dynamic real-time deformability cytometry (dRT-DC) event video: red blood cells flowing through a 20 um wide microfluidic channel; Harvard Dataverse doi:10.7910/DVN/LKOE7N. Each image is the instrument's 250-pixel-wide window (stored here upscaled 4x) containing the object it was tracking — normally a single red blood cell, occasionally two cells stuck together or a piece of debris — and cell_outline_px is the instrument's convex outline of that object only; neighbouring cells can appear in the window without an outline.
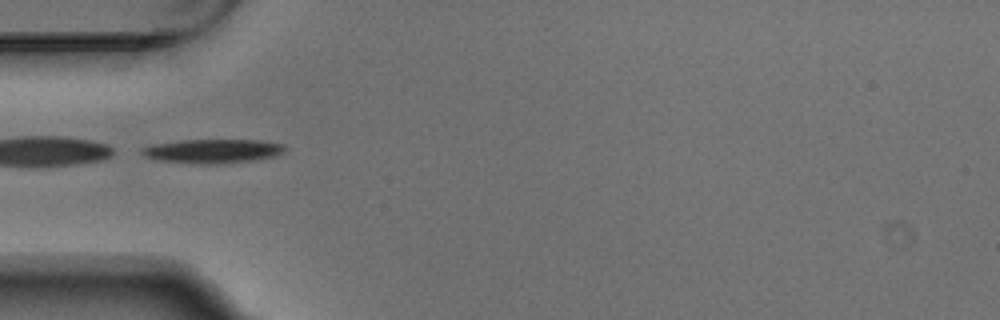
{"species": "Egyptian fruit bat (a non-hibernating species)", "species_latin": "Rousettus aegyptiacus", "temperature_condition": "warm", "stored_images_in_passage": 3, "segment_of_instrument_passage": [2, 2], "camera_frame_rate_fps": 3000, "um_per_image_px": 0.085, "animal": {"sex": "male"}, "frame": {"image": 1, "passage_image": 2, "time_ms": 0.333, "image_size_px": [1000, 320], "cell_outline_px": [[288, 148], [284, 152], [276, 156], [252, 160], [224, 164], [196, 164], [156, 160], [144, 156], [140, 152], [140, 148], [152, 144], [180, 140], [260, 140], [284, 144]], "centroid_in_image_um": [18.07, 12.84], "position_along_channel_um": 66.9, "area_um2": 20.4}}
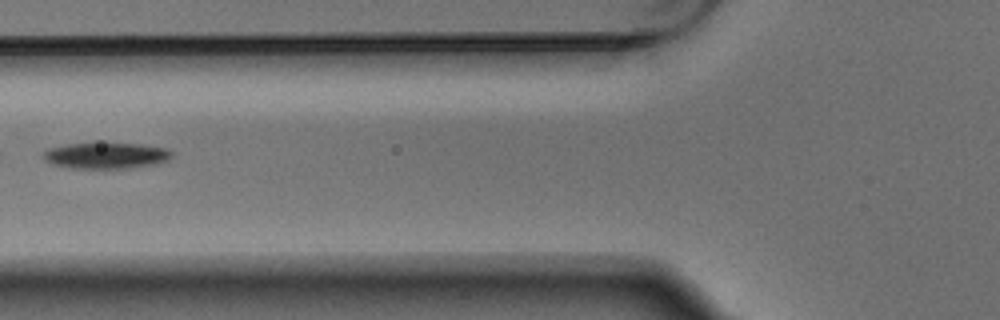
{"frame": {"image": 2, "passage_image": 3, "time_ms": 0.667, "image_size_px": [1000, 320], "cell_outline_px": [[172, 156], [168, 160], [152, 164], [128, 168], [68, 168], [52, 164], [44, 160], [44, 152], [48, 148], [68, 144], [140, 144], [168, 148], [172, 152]], "centroid_in_image_um": [9.01, 13.23], "position_along_channel_um": 116.8, "area_um2": 19.25}}